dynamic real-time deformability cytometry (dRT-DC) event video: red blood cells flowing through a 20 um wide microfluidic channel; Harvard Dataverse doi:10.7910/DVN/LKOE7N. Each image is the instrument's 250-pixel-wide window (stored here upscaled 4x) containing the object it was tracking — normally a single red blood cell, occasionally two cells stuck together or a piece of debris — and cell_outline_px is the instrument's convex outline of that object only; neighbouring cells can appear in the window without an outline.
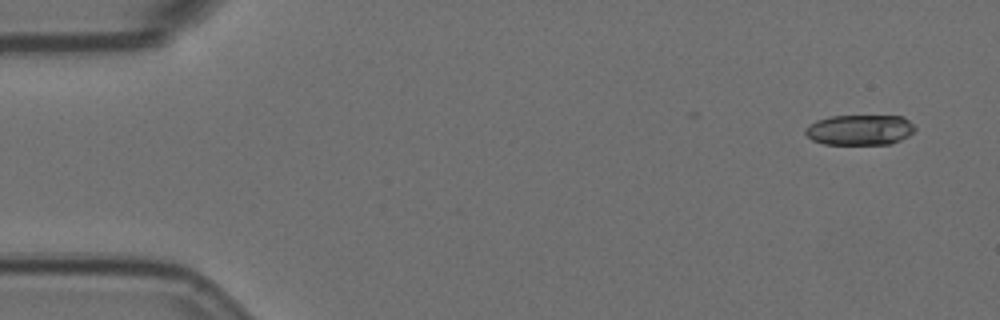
{"species": "Egyptian fruit bat (a non-hibernating species)", "species_latin": "Rousettus aegyptiacus", "temperature_condition": "room temperature", "stored_images_in_passage": 4, "camera_frame_rate_fps": 3000, "um_per_image_px": 0.085, "animal": {"sex": "female"}, "frame": {"image": 1, "passage_image": 1, "time_ms": 0.0, "image_size_px": [1000, 320], "cell_outline_px": [[916, 128], [908, 136], [892, 144], [824, 144], [812, 140], [804, 132], [804, 128], [808, 124], [816, 120], [828, 116], [904, 116]], "centroid_in_image_um": [73.05, 11.03], "position_along_channel_um": 12.0, "area_um2": 19.54}}
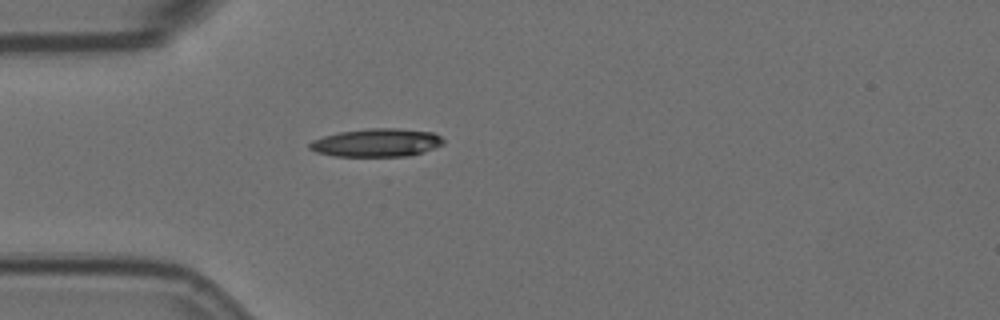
{"frame": {"image": 2, "passage_image": 4, "time_ms": 1.0, "image_size_px": [1000, 320], "cell_outline_px": [[444, 144], [424, 152], [408, 156], [336, 156], [316, 152], [308, 148], [308, 144], [312, 140], [324, 136], [340, 132], [368, 128], [396, 128], [432, 132], [440, 136], [444, 140]], "centroid_in_image_um": [32.02, 12.13], "position_along_channel_um": 53.0, "area_um2": 21.96}}